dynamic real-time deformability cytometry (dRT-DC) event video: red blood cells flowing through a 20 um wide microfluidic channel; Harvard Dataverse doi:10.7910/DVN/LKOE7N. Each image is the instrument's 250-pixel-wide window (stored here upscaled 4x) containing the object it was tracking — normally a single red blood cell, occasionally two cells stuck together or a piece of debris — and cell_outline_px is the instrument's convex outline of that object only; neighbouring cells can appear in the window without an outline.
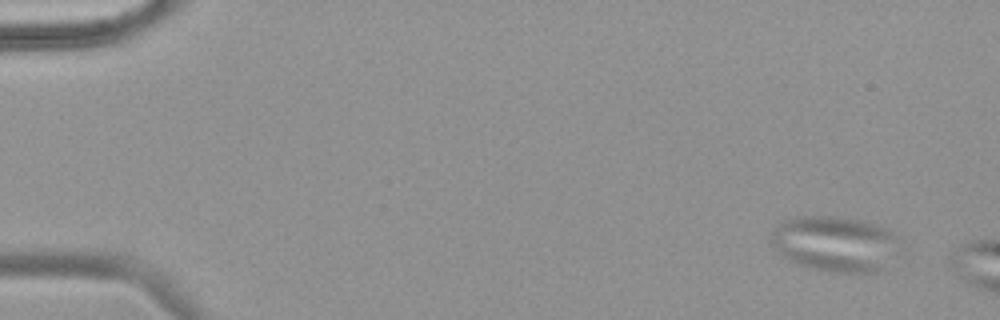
{"species": "common noctule bat (a hibernating species)", "species_latin": "Nyctalus noctula", "temperature_condition": "warm", "stored_images_in_passage": 8, "camera_frame_rate_fps": 3000, "um_per_image_px": 0.085, "animal": {"sex": "female", "body_mass_g": 18.4}, "frame": {"image": 1, "passage_image": 2, "time_ms": 0.333, "image_size_px": [1000, 320], "cell_outline_px": [[888, 236], [880, 268], [868, 272], [832, 272], [812, 268], [800, 264], [784, 256], [772, 244], [768, 236], [784, 220], [804, 216], [836, 216], [860, 220], [884, 228], [888, 232]], "centroid_in_image_um": [70.67, 20.68], "position_along_channel_um": 14.3, "area_um2": 38.38}}